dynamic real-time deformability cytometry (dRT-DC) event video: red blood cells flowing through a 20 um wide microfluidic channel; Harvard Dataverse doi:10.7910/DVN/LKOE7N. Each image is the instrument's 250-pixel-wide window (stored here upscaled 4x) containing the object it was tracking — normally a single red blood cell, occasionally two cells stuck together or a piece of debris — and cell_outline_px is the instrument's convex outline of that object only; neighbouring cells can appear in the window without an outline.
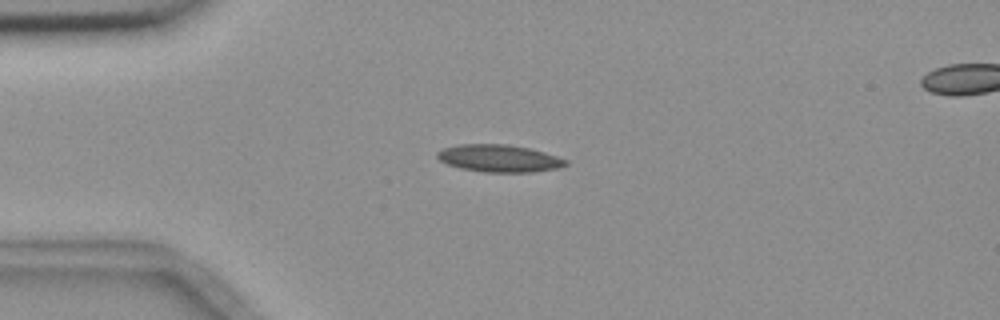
{"species": "common noctule bat (a hibernating species)", "species_latin": "Nyctalus noctula", "temperature_condition": "room temperature", "stored_images_in_passage": 4, "camera_frame_rate_fps": 3000, "um_per_image_px": 0.085, "animal": {"sex": "female", "body_mass_g": 18.4}, "frame": {"image": 1, "passage_image": 3, "time_ms": 2.333, "image_size_px": [1000, 320], "cell_outline_px": [[568, 164], [556, 168], [532, 172], [484, 172], [460, 168], [448, 164], [440, 160], [436, 156], [436, 152], [444, 148], [456, 144], [508, 144], [528, 148], [544, 152], [568, 160]], "centroid_in_image_um": [42.4, 13.45], "position_along_channel_um": 42.6, "area_um2": 20.4}}